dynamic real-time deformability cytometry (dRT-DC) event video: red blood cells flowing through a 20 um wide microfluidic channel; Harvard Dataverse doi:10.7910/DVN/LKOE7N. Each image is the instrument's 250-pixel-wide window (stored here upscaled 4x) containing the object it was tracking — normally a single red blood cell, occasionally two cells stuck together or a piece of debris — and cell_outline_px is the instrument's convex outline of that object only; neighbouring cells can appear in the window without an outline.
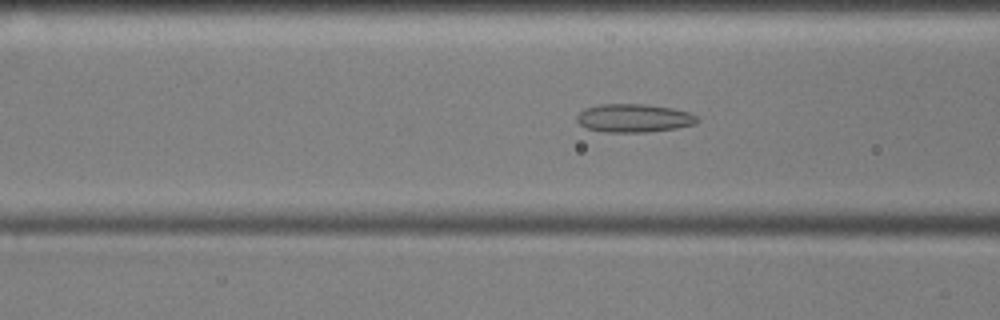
{"species": "common noctule bat (a hibernating species)", "species_latin": "Nyctalus noctula", "temperature_condition": "cold", "stored_images_in_passage": 41, "camera_frame_rate_fps": 3000, "um_per_image_px": 0.085, "animal": {"sex": "male", "body_mass_g": 17.9, "forearm_length_mm": 54.2}, "frame": {"image": 1, "passage_image": 6, "time_ms": 1.667, "image_size_px": [1000, 320], "cell_outline_px": [[700, 120], [696, 124], [676, 128], [644, 132], [604, 132], [588, 128], [580, 124], [576, 120], [576, 116], [584, 108], [600, 104], [644, 104], [672, 108], [692, 112]], "centroid_in_image_um": [53.9, 10.03], "position_along_channel_um": 112.7, "area_um2": 19.94}}
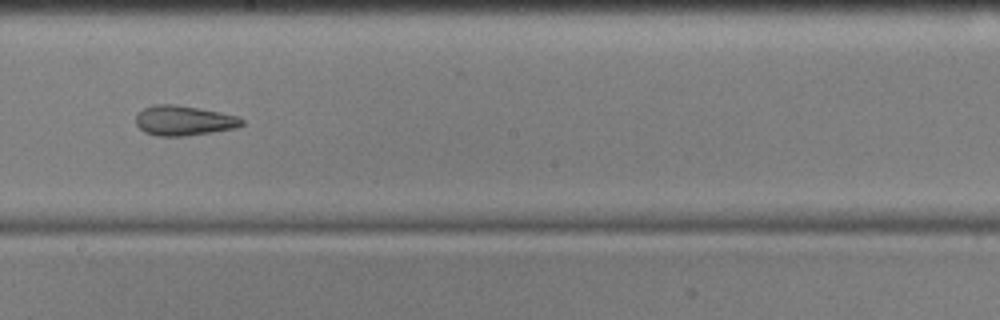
{"frame": {"image": 2, "passage_image": 16, "time_ms": 5.0, "image_size_px": [1000, 320], "cell_outline_px": [[244, 124], [236, 128], [212, 132], [184, 136], [156, 136], [144, 132], [136, 124], [136, 116], [144, 108], [156, 104], [172, 104], [200, 108], [240, 116], [244, 120]], "centroid_in_image_um": [15.66, 10.25], "position_along_channel_um": 232.5, "area_um2": 18.55}}
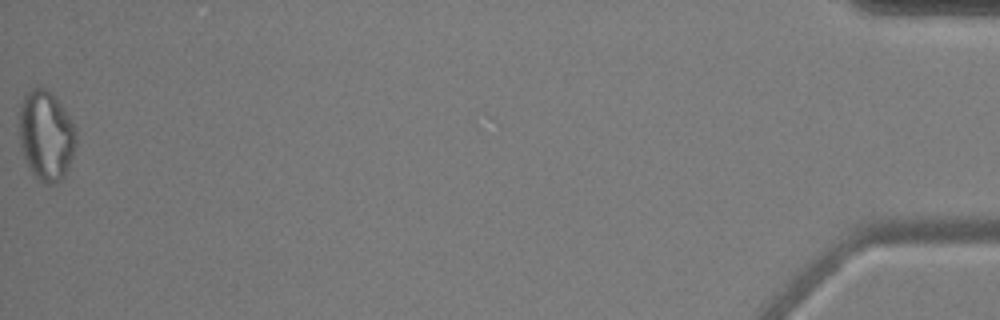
{"frame": {"image": 3, "passage_image": 41, "time_ms": 13.333, "image_size_px": [1000, 320], "cell_outline_px": [[76, 144], [72, 156], [64, 176], [56, 184], [44, 184], [32, 172], [24, 160], [20, 144], [20, 104], [24, 96], [32, 88], [48, 88], [52, 92], [64, 108], [76, 128]], "centroid_in_image_um": [3.92, 11.51], "position_along_channel_um": 431.3, "area_um2": 29.82}, "authors_computed_cell_mechanics": {"area_um2": 20.1722, "velocity_mm_per_s": 3.5872, "shape_relaxation_time_tau1_ms": null, "shape_relaxation_time_tau2_ms": 6.0277, "deformation_change_tau1": null, "deformation_change_tau2": 0.1367}}